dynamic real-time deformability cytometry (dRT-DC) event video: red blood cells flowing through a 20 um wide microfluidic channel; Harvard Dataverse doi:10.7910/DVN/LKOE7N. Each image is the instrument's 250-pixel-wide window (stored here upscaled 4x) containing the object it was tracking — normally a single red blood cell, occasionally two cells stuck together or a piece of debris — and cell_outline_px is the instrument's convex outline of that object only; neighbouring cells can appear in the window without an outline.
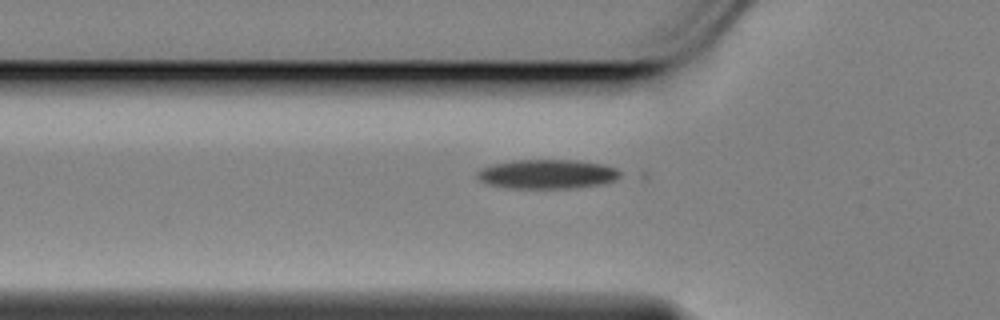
{"species": "Egyptian fruit bat (a non-hibernating species)", "species_latin": "Rousettus aegyptiacus", "temperature_condition": "cold", "stored_images_in_passage": 42, "camera_frame_rate_fps": 3000, "um_per_image_px": 0.085, "animal": {"sex": "female"}, "frame": {"image": 1, "passage_image": 8, "time_ms": 2.333, "image_size_px": [1000, 320], "cell_outline_px": [[624, 172], [616, 180], [604, 184], [572, 188], [512, 188], [488, 184], [480, 180], [476, 176], [476, 172], [480, 168], [492, 164], [512, 160], [576, 160], [604, 164], [616, 168]], "centroid_in_image_um": [46.55, 14.79], "position_along_channel_um": 79.3, "area_um2": 24.68}}
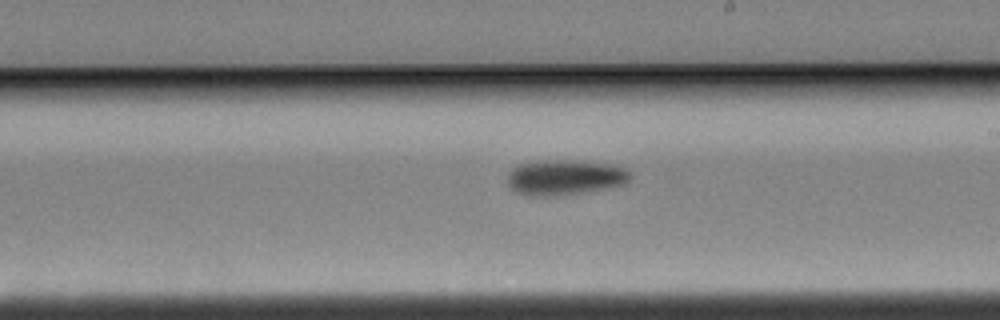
{"frame": {"image": 2, "passage_image": 22, "time_ms": 7.0, "image_size_px": [1000, 320], "cell_outline_px": [[632, 176], [628, 184], [584, 192], [552, 196], [536, 196], [516, 192], [508, 184], [508, 172], [512, 168], [520, 164], [536, 160], [576, 160], [612, 164], [628, 168]], "centroid_in_image_um": [48.07, 15.06], "position_along_channel_um": 240.9, "area_um2": 25.61}}
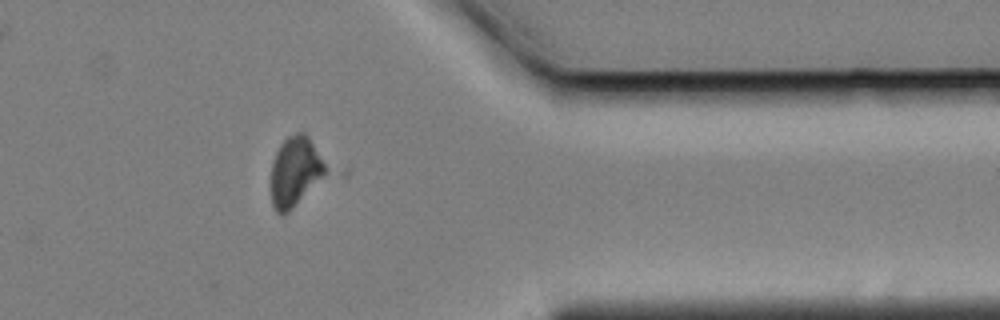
{"frame": {"image": 3, "passage_image": 36, "time_ms": 11.667, "image_size_px": [1000, 320], "cell_outline_px": [[348, 176], [284, 216], [280, 216], [276, 212], [272, 204], [272, 160], [280, 144], [288, 136], [296, 132], [304, 132], [348, 168]], "centroid_in_image_um": [25.7, 14.66], "position_along_channel_um": 385.7, "area_um2": 29.13}}